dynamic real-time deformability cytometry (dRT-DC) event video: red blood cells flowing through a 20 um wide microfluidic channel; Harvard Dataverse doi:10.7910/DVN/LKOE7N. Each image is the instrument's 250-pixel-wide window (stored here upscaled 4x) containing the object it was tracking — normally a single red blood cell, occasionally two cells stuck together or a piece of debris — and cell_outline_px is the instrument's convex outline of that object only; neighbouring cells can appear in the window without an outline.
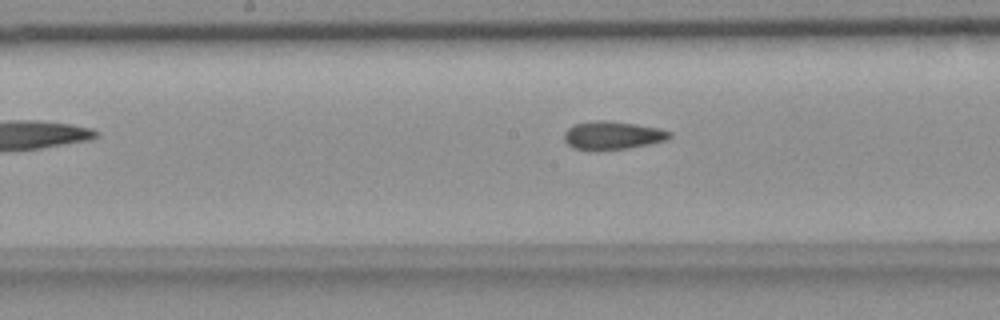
{"species": "common noctule bat (a hibernating species)", "species_latin": "Nyctalus noctula", "temperature_condition": "room temperature", "stored_images_in_passage": 38, "camera_frame_rate_fps": 3000, "um_per_image_px": 0.085, "animal": {"sex": "female", "body_mass_g": 18.4}, "frame": {"image": 1, "passage_image": 11, "time_ms": 3.333, "image_size_px": [1000, 320], "cell_outline_px": [[672, 136], [668, 140], [628, 148], [596, 152], [592, 152], [572, 148], [564, 140], [564, 132], [568, 128], [576, 124], [596, 120], [604, 120], [636, 124], [660, 128], [672, 132]], "centroid_in_image_um": [52.05, 11.53], "position_along_channel_um": 196.1, "area_um2": 17.74}}
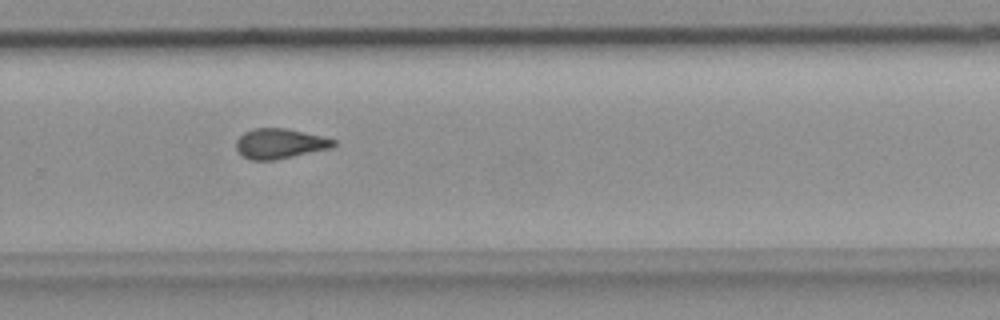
{"frame": {"image": 2, "passage_image": 20, "time_ms": 6.333, "image_size_px": [1000, 320], "cell_outline_px": [[336, 144], [332, 148], [276, 160], [252, 160], [244, 156], [236, 148], [236, 140], [244, 132], [252, 128], [288, 128], [336, 140]], "centroid_in_image_um": [23.79, 12.2], "position_along_channel_um": 306.0, "area_um2": 17.05}}
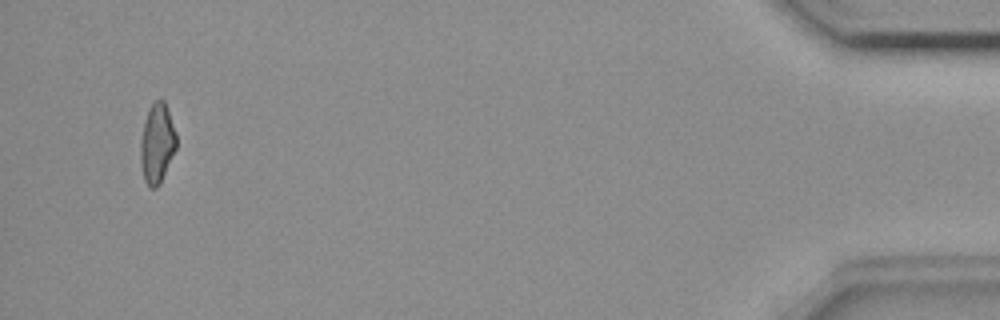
{"frame": {"image": 3, "passage_image": 36, "time_ms": 11.667, "image_size_px": [1000, 320], "cell_outline_px": [[176, 148], [160, 184], [156, 188], [152, 188], [144, 180], [140, 164], [140, 140], [144, 124], [148, 112], [152, 104], [156, 100], [164, 100], [176, 132]], "centroid_in_image_um": [13.34, 12.22], "position_along_channel_um": 421.9, "area_um2": 16.47}}